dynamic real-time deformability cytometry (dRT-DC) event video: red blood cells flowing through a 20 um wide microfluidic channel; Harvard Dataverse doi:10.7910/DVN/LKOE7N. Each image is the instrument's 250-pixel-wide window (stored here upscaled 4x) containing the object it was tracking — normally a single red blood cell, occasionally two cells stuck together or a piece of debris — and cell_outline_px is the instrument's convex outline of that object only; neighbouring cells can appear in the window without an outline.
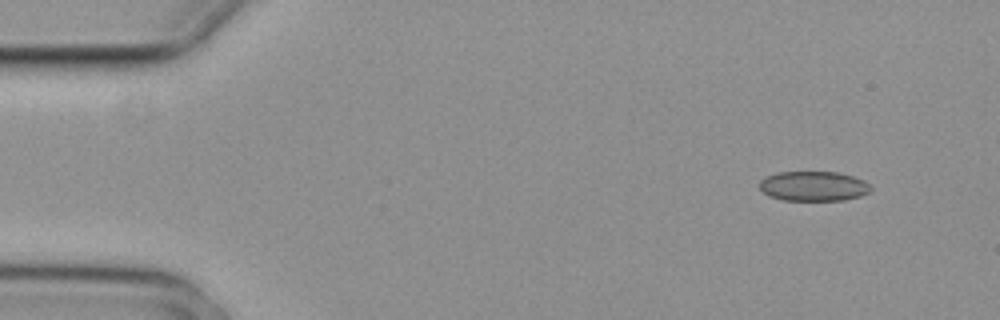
{"species": "common noctule bat (a hibernating species)", "species_latin": "Nyctalus noctula", "temperature_condition": "cold", "stored_images_in_passage": 5, "camera_frame_rate_fps": 3000, "um_per_image_px": 0.085, "animal": {"sex": "female", "body_mass_g": 29.2, "forearm_length_mm": 56.3}, "frame": {"image": 1, "passage_image": 1, "time_ms": 0.0, "image_size_px": [1000, 320], "cell_outline_px": [[872, 188], [868, 192], [860, 196], [844, 200], [784, 200], [768, 196], [760, 188], [760, 180], [776, 172], [836, 172], [852, 176], [864, 180]], "centroid_in_image_um": [69.14, 15.82], "position_along_channel_um": 15.9, "area_um2": 19.19}}